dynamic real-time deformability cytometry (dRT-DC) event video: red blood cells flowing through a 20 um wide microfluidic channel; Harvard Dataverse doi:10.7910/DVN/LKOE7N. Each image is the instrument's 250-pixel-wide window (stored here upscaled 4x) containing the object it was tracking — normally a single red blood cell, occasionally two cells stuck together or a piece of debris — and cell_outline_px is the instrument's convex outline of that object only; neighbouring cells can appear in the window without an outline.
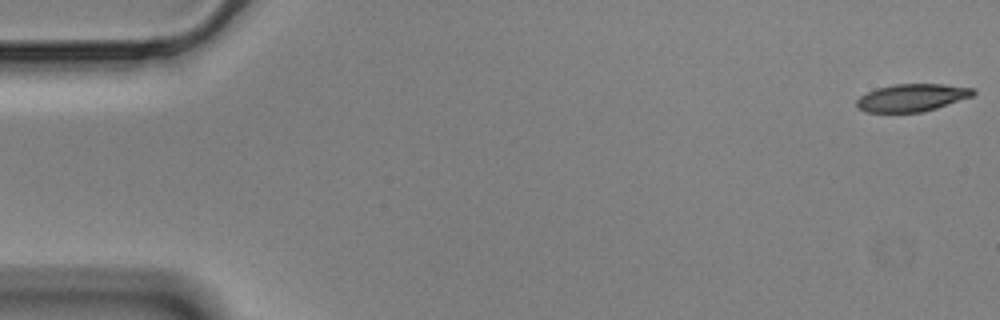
{"species": "Egyptian fruit bat (a non-hibernating species)", "species_latin": "Rousettus aegyptiacus", "temperature_condition": "cold", "stored_images_in_passage": 57, "camera_frame_rate_fps": 3000, "um_per_image_px": 0.085, "animal": {"sex": "male"}, "frame": {"image": 1, "passage_image": 1, "time_ms": 0.0, "image_size_px": [1000, 320], "cell_outline_px": [[976, 92], [972, 96], [924, 112], [864, 112], [856, 108], [856, 100], [860, 96], [876, 88], [896, 84], [944, 84], [976, 88]], "centroid_in_image_um": [77.5, 8.3], "position_along_channel_um": 7.5, "area_um2": 18.79}}
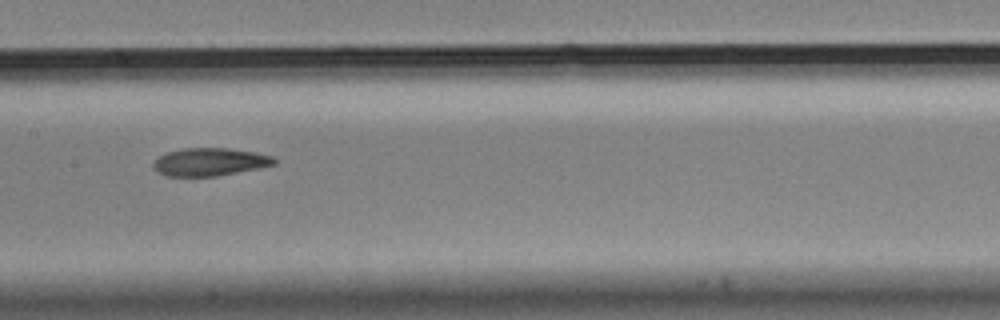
{"frame": {"image": 2, "passage_image": 28, "time_ms": 9.0, "image_size_px": [1000, 320], "cell_outline_px": [[276, 164], [260, 168], [216, 176], [168, 176], [156, 172], [152, 168], [152, 164], [160, 156], [168, 152], [184, 148], [228, 148], [256, 152], [272, 156], [276, 160]], "centroid_in_image_um": [17.84, 13.76], "position_along_channel_um": 189.6, "area_um2": 19.65}}
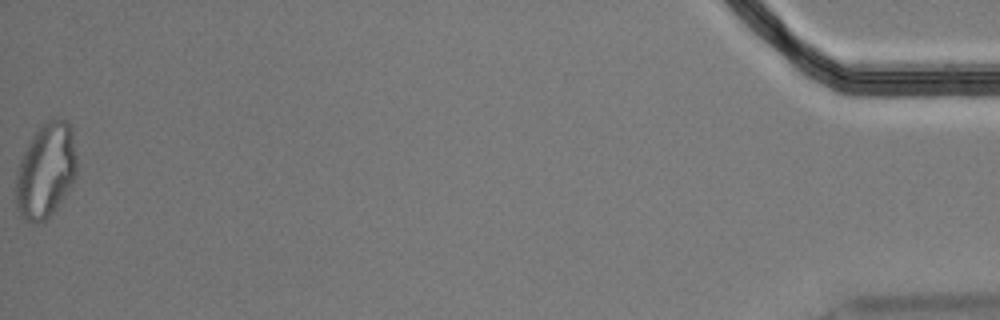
{"frame": {"image": 3, "passage_image": 57, "time_ms": 18.667, "image_size_px": [1000, 320], "cell_outline_px": [[76, 176], [72, 184], [52, 212], [44, 220], [36, 224], [20, 216], [16, 204], [16, 172], [20, 160], [32, 136], [48, 120], [68, 120], [72, 128], [76, 156]], "centroid_in_image_um": [3.89, 14.5], "position_along_channel_um": 431.3, "area_um2": 33.18}, "authors_computed_cell_mechanics": {"area_um2": 20.1722, "velocity_mm_per_s": 3.5268, "shape_relaxation_time_tau1_ms": 5.0856, "shape_relaxation_time_tau2_ms": 3.5283, "deformation_change_tau1": 0.1646, "deformation_change_tau2": 0.101}}